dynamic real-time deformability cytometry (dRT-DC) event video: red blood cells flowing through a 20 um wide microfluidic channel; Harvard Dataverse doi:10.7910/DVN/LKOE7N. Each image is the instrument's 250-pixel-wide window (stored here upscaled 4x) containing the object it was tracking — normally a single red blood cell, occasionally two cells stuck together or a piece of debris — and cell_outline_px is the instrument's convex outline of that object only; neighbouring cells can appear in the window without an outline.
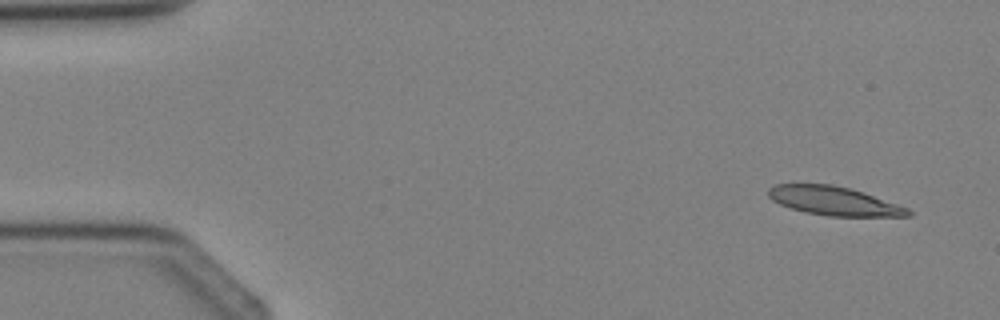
{"species": "Egyptian fruit bat (a non-hibernating species)", "species_latin": "Rousettus aegyptiacus", "temperature_condition": "cold", "stored_images_in_passage": 4, "segment_of_instrument_passage": [1, 2], "camera_frame_rate_fps": 3000, "um_per_image_px": 0.085, "animal": {"sex": "female"}, "frame": {"image": 1, "passage_image": 1, "time_ms": 0.0, "image_size_px": [1000, 320], "cell_outline_px": [[912, 216], [828, 216], [808, 212], [792, 208], [780, 204], [772, 200], [768, 196], [768, 188], [776, 184], [832, 184], [852, 188], [864, 192], [908, 208], [912, 212]], "centroid_in_image_um": [70.9, 17.07], "position_along_channel_um": 14.1, "area_um2": 23.35}}
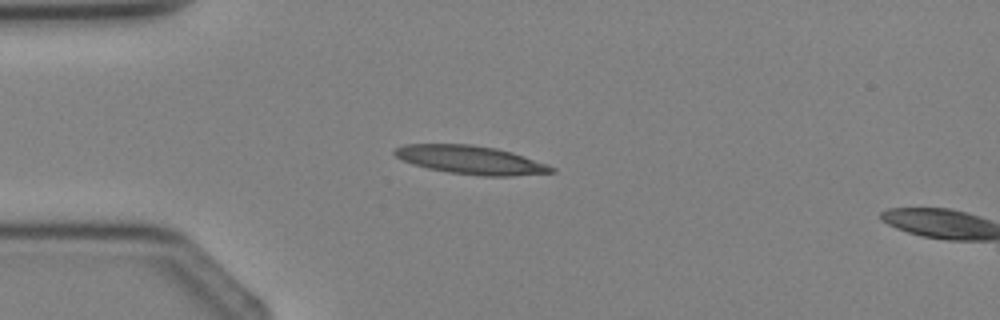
{"frame": {"image": 2, "passage_image": 3, "time_ms": 2.333, "image_size_px": [1000, 320], "cell_outline_px": [[556, 172], [512, 176], [480, 176], [448, 172], [428, 168], [412, 164], [396, 156], [392, 152], [396, 148], [404, 144], [472, 144], [496, 148], [512, 152], [548, 164], [556, 168]], "centroid_in_image_um": [40.04, 13.59], "position_along_channel_um": 45.0, "area_um2": 26.07}}